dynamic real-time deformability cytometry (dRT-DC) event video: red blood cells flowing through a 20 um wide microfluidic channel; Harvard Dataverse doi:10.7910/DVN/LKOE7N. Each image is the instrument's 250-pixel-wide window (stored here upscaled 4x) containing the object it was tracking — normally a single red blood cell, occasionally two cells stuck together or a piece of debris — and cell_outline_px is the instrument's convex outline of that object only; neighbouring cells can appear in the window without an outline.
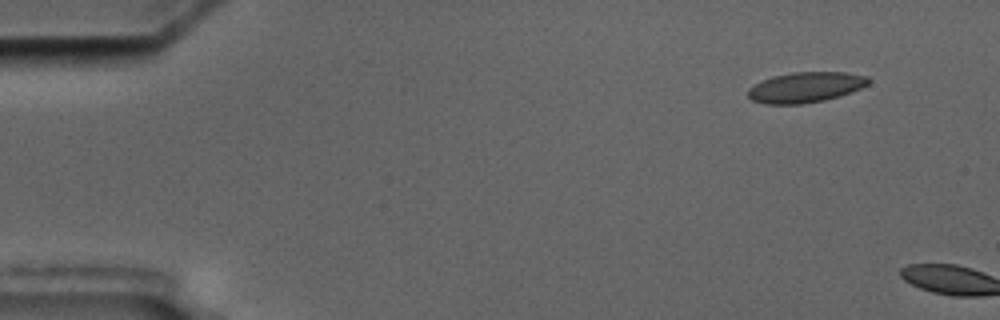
{"species": "common noctule bat (a hibernating species)", "species_latin": "Nyctalus noctula", "temperature_condition": "cold", "stored_images_in_passage": 2, "camera_frame_rate_fps": 3000, "um_per_image_px": 0.085, "animal": {"sex": "male", "body_mass_g": 17.5, "forearm_length_mm": 52.3}, "frame": {"image": 1, "passage_image": 1, "time_ms": 0.0, "image_size_px": [1000, 320], "cell_outline_px": [[868, 84], [852, 92], [840, 96], [824, 100], [800, 104], [764, 104], [752, 100], [748, 96], [748, 88], [760, 80], [772, 76], [792, 72], [844, 72], [868, 76]], "centroid_in_image_um": [68.43, 7.41], "position_along_channel_um": 16.6, "area_um2": 21.44}}